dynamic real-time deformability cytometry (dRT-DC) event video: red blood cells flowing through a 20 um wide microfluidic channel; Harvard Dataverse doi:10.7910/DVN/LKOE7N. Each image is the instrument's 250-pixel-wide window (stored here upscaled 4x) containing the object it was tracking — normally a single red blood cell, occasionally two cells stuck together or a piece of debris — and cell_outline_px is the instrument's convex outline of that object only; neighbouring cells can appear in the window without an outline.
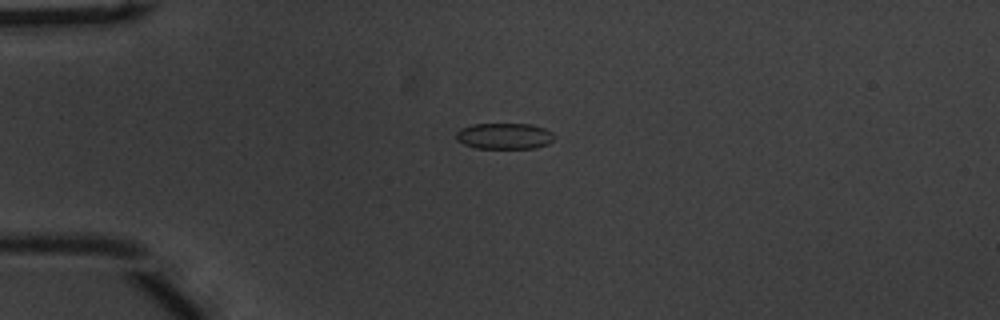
{"species": "common noctule bat (a hibernating species)", "species_latin": "Nyctalus noctula", "temperature_condition": "warm", "stored_images_in_passage": 43, "camera_frame_rate_fps": 3000, "um_per_image_px": 0.085, "animal": {"sex": "male", "body_mass_g": 20.1, "forearm_length_mm": 53.5}, "frame": {"image": 1, "passage_image": 3, "time_ms": 0.667, "image_size_px": [1000, 320], "cell_outline_px": [[556, 136], [548, 144], [536, 148], [476, 148], [464, 144], [456, 140], [456, 132], [460, 128], [472, 124], [532, 124], [544, 128], [552, 132]], "centroid_in_image_um": [42.87, 11.56], "position_along_channel_um": 42.1, "area_um2": 15.03}}
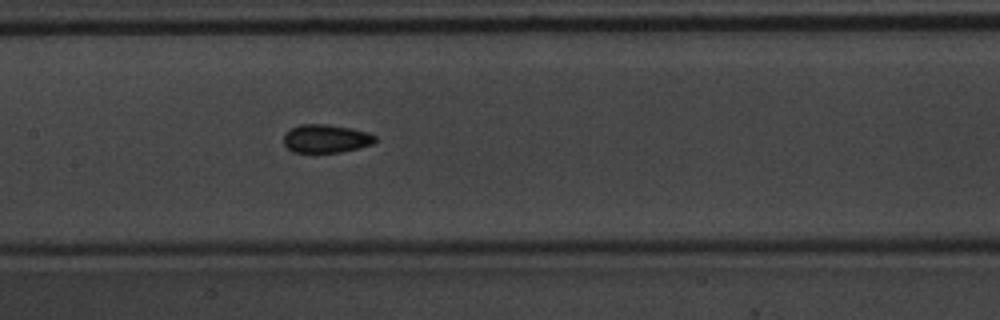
{"frame": {"image": 2, "passage_image": 16, "time_ms": 5.0, "image_size_px": [1000, 320], "cell_outline_px": [[376, 140], [372, 144], [340, 152], [292, 152], [284, 144], [284, 132], [300, 124], [328, 124], [352, 128], [376, 136]], "centroid_in_image_um": [27.67, 11.77], "position_along_channel_um": 179.7, "area_um2": 14.97}}
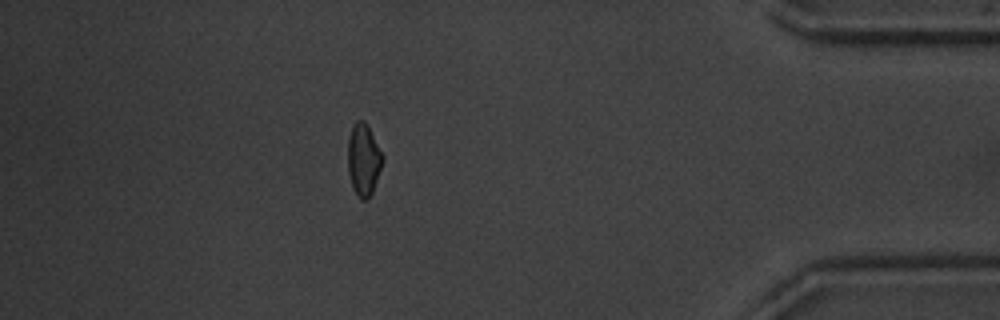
{"frame": {"image": 3, "passage_image": 37, "time_ms": 12.0, "image_size_px": [1000, 320], "cell_outline_px": [[384, 160], [372, 192], [368, 200], [360, 200], [352, 188], [348, 172], [348, 136], [356, 120], [364, 120], [384, 156]], "centroid_in_image_um": [30.89, 13.6], "position_along_channel_um": 404.3, "area_um2": 14.62}, "authors_computed_cell_mechanics": {"area_um2": 14.7968, "velocity_mm_per_s": 3.7938, "shape_relaxation_time_tau1_ms": 3.5903, "shape_relaxation_time_tau2_ms": 2.5779, "deformation_change_tau1": 0.0931, "deformation_change_tau2": 0.0848}}